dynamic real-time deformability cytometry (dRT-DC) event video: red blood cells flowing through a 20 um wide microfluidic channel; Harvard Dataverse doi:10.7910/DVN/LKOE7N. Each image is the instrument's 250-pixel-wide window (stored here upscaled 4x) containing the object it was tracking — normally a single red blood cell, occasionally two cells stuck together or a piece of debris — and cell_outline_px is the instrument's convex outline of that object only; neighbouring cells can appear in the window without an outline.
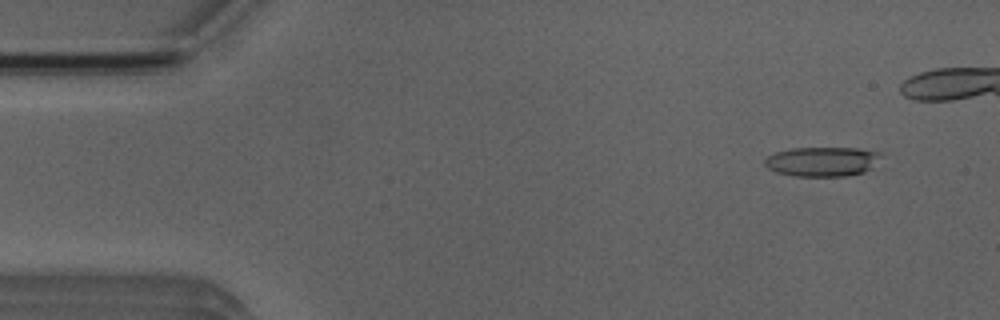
{"species": "Egyptian fruit bat (a non-hibernating species)", "species_latin": "Rousettus aegyptiacus", "temperature_condition": "room temperature", "stored_images_in_passage": 6, "camera_frame_rate_fps": 3000, "um_per_image_px": 0.085, "animal": {"sex": "male"}, "frame": {"image": 1, "passage_image": 1, "time_ms": 0.0, "image_size_px": [1000, 320], "cell_outline_px": [[884, 156], [864, 172], [844, 176], [792, 176], [776, 172], [768, 168], [764, 164], [764, 160], [768, 156], [776, 152], [792, 148], [856, 148], [880, 152]], "centroid_in_image_um": [69.88, 13.73], "position_along_channel_um": 15.1, "area_um2": 20.0}}